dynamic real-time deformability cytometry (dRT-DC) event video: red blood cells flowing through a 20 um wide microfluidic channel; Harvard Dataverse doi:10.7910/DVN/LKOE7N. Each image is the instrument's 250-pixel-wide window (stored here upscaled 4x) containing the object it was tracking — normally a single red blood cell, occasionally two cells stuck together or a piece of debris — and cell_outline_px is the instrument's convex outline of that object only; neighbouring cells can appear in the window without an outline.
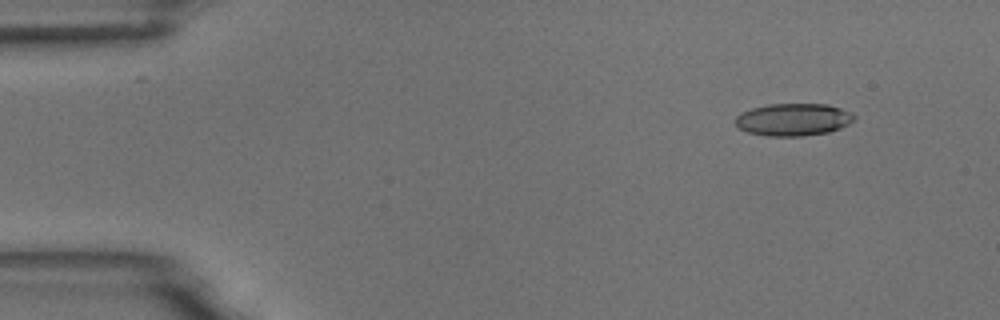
{"species": "common noctule bat (a hibernating species)", "species_latin": "Nyctalus noctula", "temperature_condition": "room temperature", "stored_images_in_passage": 3, "camera_frame_rate_fps": 3000, "um_per_image_px": 0.085, "animal": {"sex": "male", "body_mass_g": 18.8}, "frame": {"image": 1, "passage_image": 1, "time_ms": 0.0, "image_size_px": [1000, 320], "cell_outline_px": [[856, 120], [840, 128], [828, 132], [804, 136], [768, 136], [748, 132], [740, 128], [736, 124], [736, 116], [740, 112], [752, 108], [768, 104], [828, 104], [840, 108], [856, 116]], "centroid_in_image_um": [67.44, 10.16], "position_along_channel_um": 17.6, "area_um2": 22.43}}
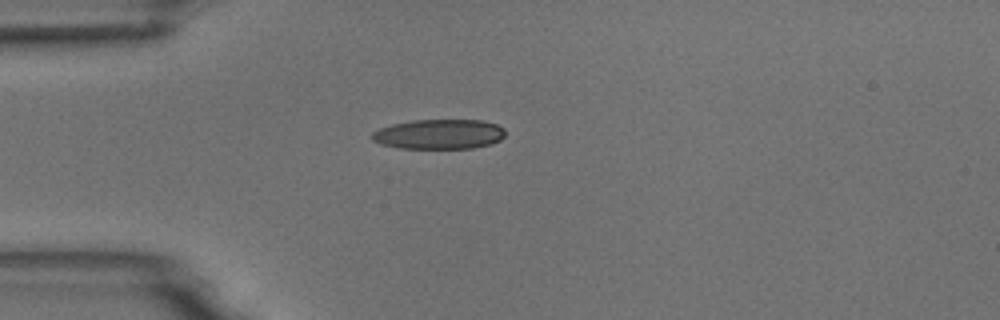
{"frame": {"image": 2, "passage_image": 3, "time_ms": 3.0, "image_size_px": [1000, 320], "cell_outline_px": [[504, 136], [500, 140], [492, 144], [472, 148], [400, 148], [380, 144], [372, 140], [372, 132], [380, 128], [392, 124], [412, 120], [480, 120], [496, 124], [504, 128]], "centroid_in_image_um": [37.32, 11.4], "position_along_channel_um": 47.7, "area_um2": 23.18}}